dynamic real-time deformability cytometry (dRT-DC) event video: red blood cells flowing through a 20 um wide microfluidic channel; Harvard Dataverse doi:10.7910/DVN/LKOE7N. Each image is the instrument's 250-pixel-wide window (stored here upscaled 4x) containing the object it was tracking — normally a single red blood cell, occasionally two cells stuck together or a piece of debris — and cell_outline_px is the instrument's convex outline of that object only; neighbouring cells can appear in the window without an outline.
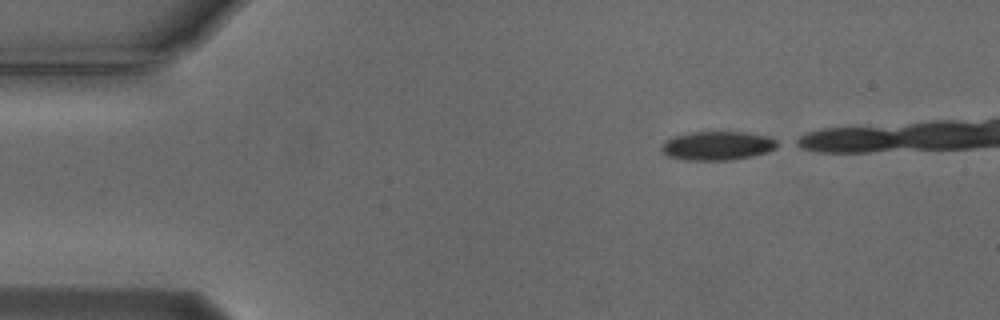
{"species": "Egyptian fruit bat (a non-hibernating species)", "species_latin": "Rousettus aegyptiacus", "temperature_condition": "cold", "stored_images_in_passage": 17, "camera_frame_rate_fps": 3000, "um_per_image_px": 0.085, "animal": {"sex": "male"}, "frame": {"image": 1, "passage_image": 1, "time_ms": 0.0, "image_size_px": [1000, 320], "cell_outline_px": [[784, 144], [768, 152], [752, 156], [732, 160], [688, 160], [668, 156], [660, 152], [660, 144], [664, 140], [672, 136], [688, 132], [748, 132], [768, 136]], "centroid_in_image_um": [60.98, 12.38], "position_along_channel_um": 24.0, "area_um2": 20.0}}
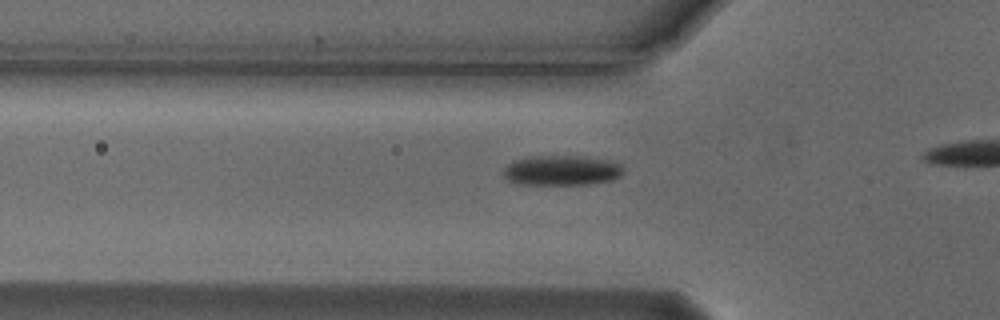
{"frame": {"image": 2, "passage_image": 11, "time_ms": 3.333, "image_size_px": [1000, 320], "cell_outline_px": [[624, 172], [620, 176], [612, 180], [588, 184], [520, 184], [508, 180], [504, 176], [504, 168], [512, 160], [528, 156], [580, 156], [608, 160], [620, 164], [624, 168]], "centroid_in_image_um": [47.74, 14.47], "position_along_channel_um": 78.1, "area_um2": 21.04}}
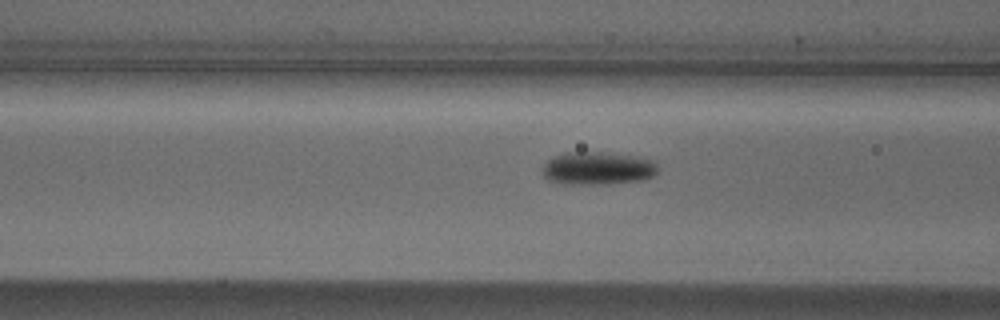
{"frame": {"image": 3, "passage_image": 14, "time_ms": 4.333, "image_size_px": [1000, 320], "cell_outline_px": [[656, 172], [652, 176], [644, 180], [612, 184], [564, 184], [548, 180], [544, 176], [540, 168], [552, 156], [568, 152], [604, 152], [652, 160], [656, 164]], "centroid_in_image_um": [50.74, 14.32], "position_along_channel_um": 115.9, "area_um2": 22.2}}